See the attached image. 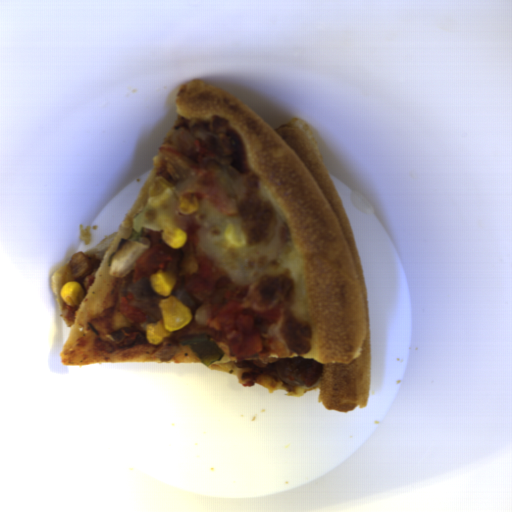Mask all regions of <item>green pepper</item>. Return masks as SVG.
Masks as SVG:
<instances>
[{
    "mask_svg": "<svg viewBox=\"0 0 512 512\" xmlns=\"http://www.w3.org/2000/svg\"><path fill=\"white\" fill-rule=\"evenodd\" d=\"M181 345H189L192 352H195L201 363L209 366L213 362L222 359L224 353L221 348L208 336L198 335L185 341Z\"/></svg>",
    "mask_w": 512,
    "mask_h": 512,
    "instance_id": "372bd49c",
    "label": "green pepper"
}]
</instances>
